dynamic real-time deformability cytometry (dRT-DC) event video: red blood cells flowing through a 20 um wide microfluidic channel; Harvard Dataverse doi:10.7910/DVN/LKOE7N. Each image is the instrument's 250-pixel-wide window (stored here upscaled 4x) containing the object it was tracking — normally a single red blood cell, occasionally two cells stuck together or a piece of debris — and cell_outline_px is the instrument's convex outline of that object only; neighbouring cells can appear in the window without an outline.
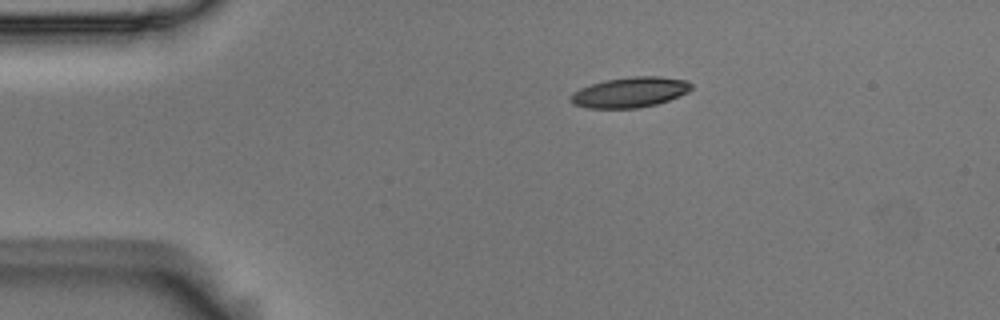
{"species": "Egyptian fruit bat (a non-hibernating species)", "species_latin": "Rousettus aegyptiacus", "temperature_condition": "room temperature", "stored_images_in_passage": 5, "camera_frame_rate_fps": 3000, "um_per_image_px": 0.085, "animal": {"sex": "male"}, "frame": {"image": 1, "passage_image": 1, "time_ms": 0.0, "image_size_px": [1000, 320], "cell_outline_px": [[692, 88], [688, 92], [668, 100], [656, 104], [636, 108], [588, 108], [572, 104], [568, 96], [572, 92], [580, 88], [604, 80], [632, 76], [660, 76], [688, 80], [692, 84]], "centroid_in_image_um": [53.53, 7.83], "position_along_channel_um": 31.5, "area_um2": 21.44}}
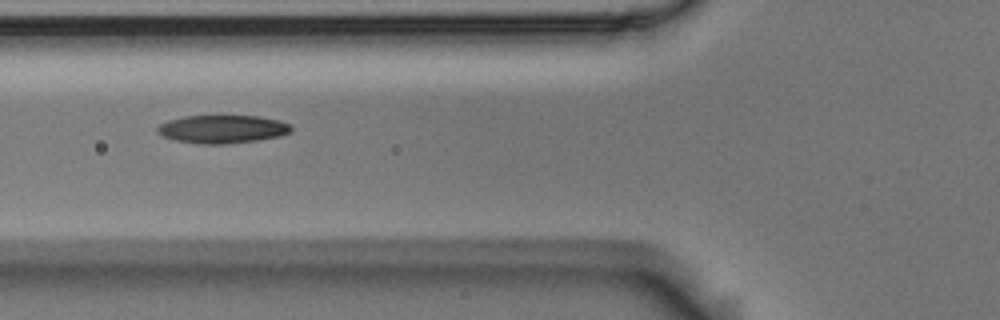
{"frame": {"image": 2, "passage_image": 4, "time_ms": 1.0, "image_size_px": [1000, 320], "cell_outline_px": [[292, 132], [280, 136], [256, 140], [224, 144], [200, 144], [176, 140], [160, 136], [156, 132], [156, 128], [160, 124], [168, 120], [184, 116], [260, 116], [280, 120], [292, 124]], "centroid_in_image_um": [18.91, 10.97], "position_along_channel_um": 106.9, "area_um2": 22.14}}
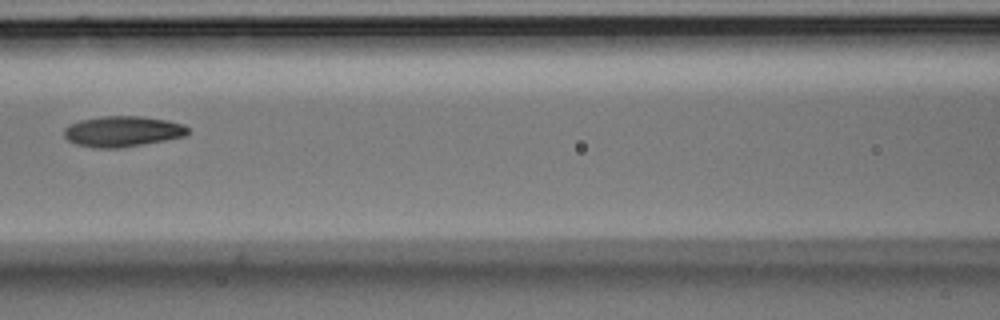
{"frame": {"image": 3, "passage_image": 5, "time_ms": 1.333, "image_size_px": [1000, 320], "cell_outline_px": [[188, 132], [184, 136], [144, 144], [120, 148], [92, 148], [76, 144], [68, 140], [64, 136], [64, 128], [68, 124], [80, 120], [104, 116], [140, 116], [164, 120], [184, 124], [188, 128]], "centroid_in_image_um": [10.37, 11.17], "position_along_channel_um": 156.2, "area_um2": 22.08}}